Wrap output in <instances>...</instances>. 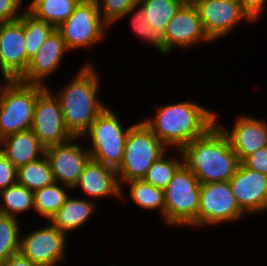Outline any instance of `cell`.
<instances>
[{
	"mask_svg": "<svg viewBox=\"0 0 267 266\" xmlns=\"http://www.w3.org/2000/svg\"><path fill=\"white\" fill-rule=\"evenodd\" d=\"M267 0H239L243 10L255 21L265 6Z\"/></svg>",
	"mask_w": 267,
	"mask_h": 266,
	"instance_id": "obj_36",
	"label": "cell"
},
{
	"mask_svg": "<svg viewBox=\"0 0 267 266\" xmlns=\"http://www.w3.org/2000/svg\"><path fill=\"white\" fill-rule=\"evenodd\" d=\"M58 184V182H54L34 192V209L46 217L48 221L51 220L68 198L65 190L59 187Z\"/></svg>",
	"mask_w": 267,
	"mask_h": 266,
	"instance_id": "obj_28",
	"label": "cell"
},
{
	"mask_svg": "<svg viewBox=\"0 0 267 266\" xmlns=\"http://www.w3.org/2000/svg\"><path fill=\"white\" fill-rule=\"evenodd\" d=\"M55 182L46 156L17 168V183L35 192Z\"/></svg>",
	"mask_w": 267,
	"mask_h": 266,
	"instance_id": "obj_23",
	"label": "cell"
},
{
	"mask_svg": "<svg viewBox=\"0 0 267 266\" xmlns=\"http://www.w3.org/2000/svg\"><path fill=\"white\" fill-rule=\"evenodd\" d=\"M222 1L239 2V0H222Z\"/></svg>",
	"mask_w": 267,
	"mask_h": 266,
	"instance_id": "obj_38",
	"label": "cell"
},
{
	"mask_svg": "<svg viewBox=\"0 0 267 266\" xmlns=\"http://www.w3.org/2000/svg\"><path fill=\"white\" fill-rule=\"evenodd\" d=\"M137 7L138 5H135L125 13L126 16L133 11H136L131 18L134 31L138 34V36L143 37L145 40H148L151 44H153L154 47H156L162 54H166L167 47L164 32L150 27L144 18L142 8L140 7L138 10H135Z\"/></svg>",
	"mask_w": 267,
	"mask_h": 266,
	"instance_id": "obj_31",
	"label": "cell"
},
{
	"mask_svg": "<svg viewBox=\"0 0 267 266\" xmlns=\"http://www.w3.org/2000/svg\"><path fill=\"white\" fill-rule=\"evenodd\" d=\"M167 53L173 47H189L198 40L212 41L206 34L193 2H184L164 31Z\"/></svg>",
	"mask_w": 267,
	"mask_h": 266,
	"instance_id": "obj_16",
	"label": "cell"
},
{
	"mask_svg": "<svg viewBox=\"0 0 267 266\" xmlns=\"http://www.w3.org/2000/svg\"><path fill=\"white\" fill-rule=\"evenodd\" d=\"M19 20L24 24L26 56L30 60L55 27L34 18L27 11L22 13Z\"/></svg>",
	"mask_w": 267,
	"mask_h": 266,
	"instance_id": "obj_26",
	"label": "cell"
},
{
	"mask_svg": "<svg viewBox=\"0 0 267 266\" xmlns=\"http://www.w3.org/2000/svg\"><path fill=\"white\" fill-rule=\"evenodd\" d=\"M104 26L108 24L101 17L96 0H81L74 12L56 29L67 48L72 50L98 42L104 35Z\"/></svg>",
	"mask_w": 267,
	"mask_h": 266,
	"instance_id": "obj_8",
	"label": "cell"
},
{
	"mask_svg": "<svg viewBox=\"0 0 267 266\" xmlns=\"http://www.w3.org/2000/svg\"><path fill=\"white\" fill-rule=\"evenodd\" d=\"M201 183L183 164L164 189L165 222L171 225H197Z\"/></svg>",
	"mask_w": 267,
	"mask_h": 266,
	"instance_id": "obj_6",
	"label": "cell"
},
{
	"mask_svg": "<svg viewBox=\"0 0 267 266\" xmlns=\"http://www.w3.org/2000/svg\"><path fill=\"white\" fill-rule=\"evenodd\" d=\"M165 148L143 121L133 124L125 140L117 175L126 183L143 179L150 166L165 153Z\"/></svg>",
	"mask_w": 267,
	"mask_h": 266,
	"instance_id": "obj_5",
	"label": "cell"
},
{
	"mask_svg": "<svg viewBox=\"0 0 267 266\" xmlns=\"http://www.w3.org/2000/svg\"><path fill=\"white\" fill-rule=\"evenodd\" d=\"M29 62L25 49L24 24L19 19L0 23V69L4 80L19 79Z\"/></svg>",
	"mask_w": 267,
	"mask_h": 266,
	"instance_id": "obj_13",
	"label": "cell"
},
{
	"mask_svg": "<svg viewBox=\"0 0 267 266\" xmlns=\"http://www.w3.org/2000/svg\"><path fill=\"white\" fill-rule=\"evenodd\" d=\"M23 0H0V23L18 20L22 14H17Z\"/></svg>",
	"mask_w": 267,
	"mask_h": 266,
	"instance_id": "obj_35",
	"label": "cell"
},
{
	"mask_svg": "<svg viewBox=\"0 0 267 266\" xmlns=\"http://www.w3.org/2000/svg\"><path fill=\"white\" fill-rule=\"evenodd\" d=\"M165 153L160 156L147 170L144 181L153 186L165 189L176 171L184 164V161L164 158Z\"/></svg>",
	"mask_w": 267,
	"mask_h": 266,
	"instance_id": "obj_30",
	"label": "cell"
},
{
	"mask_svg": "<svg viewBox=\"0 0 267 266\" xmlns=\"http://www.w3.org/2000/svg\"><path fill=\"white\" fill-rule=\"evenodd\" d=\"M0 266H38L34 264L29 258L24 256L21 252L13 254L6 262Z\"/></svg>",
	"mask_w": 267,
	"mask_h": 266,
	"instance_id": "obj_37",
	"label": "cell"
},
{
	"mask_svg": "<svg viewBox=\"0 0 267 266\" xmlns=\"http://www.w3.org/2000/svg\"><path fill=\"white\" fill-rule=\"evenodd\" d=\"M228 137L233 151L242 162L248 155L267 146V124L252 117L241 116L233 130H226L216 124Z\"/></svg>",
	"mask_w": 267,
	"mask_h": 266,
	"instance_id": "obj_18",
	"label": "cell"
},
{
	"mask_svg": "<svg viewBox=\"0 0 267 266\" xmlns=\"http://www.w3.org/2000/svg\"><path fill=\"white\" fill-rule=\"evenodd\" d=\"M130 184V197L132 200L144 209H159L164 218L165 198L164 190L153 186L141 180H133L128 182Z\"/></svg>",
	"mask_w": 267,
	"mask_h": 266,
	"instance_id": "obj_27",
	"label": "cell"
},
{
	"mask_svg": "<svg viewBox=\"0 0 267 266\" xmlns=\"http://www.w3.org/2000/svg\"><path fill=\"white\" fill-rule=\"evenodd\" d=\"M17 183V168L0 152V192Z\"/></svg>",
	"mask_w": 267,
	"mask_h": 266,
	"instance_id": "obj_33",
	"label": "cell"
},
{
	"mask_svg": "<svg viewBox=\"0 0 267 266\" xmlns=\"http://www.w3.org/2000/svg\"><path fill=\"white\" fill-rule=\"evenodd\" d=\"M99 76L89 63L59 93L64 123L73 137H83L91 123L106 108L97 99Z\"/></svg>",
	"mask_w": 267,
	"mask_h": 266,
	"instance_id": "obj_3",
	"label": "cell"
},
{
	"mask_svg": "<svg viewBox=\"0 0 267 266\" xmlns=\"http://www.w3.org/2000/svg\"><path fill=\"white\" fill-rule=\"evenodd\" d=\"M244 213L229 181L201 184L197 226L234 221Z\"/></svg>",
	"mask_w": 267,
	"mask_h": 266,
	"instance_id": "obj_10",
	"label": "cell"
},
{
	"mask_svg": "<svg viewBox=\"0 0 267 266\" xmlns=\"http://www.w3.org/2000/svg\"><path fill=\"white\" fill-rule=\"evenodd\" d=\"M139 1L140 0H103V4H101V0H96L101 17H103V20L107 24H111L125 17V13L133 6L138 5Z\"/></svg>",
	"mask_w": 267,
	"mask_h": 266,
	"instance_id": "obj_32",
	"label": "cell"
},
{
	"mask_svg": "<svg viewBox=\"0 0 267 266\" xmlns=\"http://www.w3.org/2000/svg\"><path fill=\"white\" fill-rule=\"evenodd\" d=\"M49 223L22 237L20 242V252L38 266H56L65 260L66 235Z\"/></svg>",
	"mask_w": 267,
	"mask_h": 266,
	"instance_id": "obj_11",
	"label": "cell"
},
{
	"mask_svg": "<svg viewBox=\"0 0 267 266\" xmlns=\"http://www.w3.org/2000/svg\"><path fill=\"white\" fill-rule=\"evenodd\" d=\"M204 30L211 40L225 36L242 19L253 20L239 2L193 0Z\"/></svg>",
	"mask_w": 267,
	"mask_h": 266,
	"instance_id": "obj_12",
	"label": "cell"
},
{
	"mask_svg": "<svg viewBox=\"0 0 267 266\" xmlns=\"http://www.w3.org/2000/svg\"><path fill=\"white\" fill-rule=\"evenodd\" d=\"M2 146L4 148H1ZM45 151L46 147L31 129L19 131L0 139V152L16 168L42 158L45 156Z\"/></svg>",
	"mask_w": 267,
	"mask_h": 266,
	"instance_id": "obj_20",
	"label": "cell"
},
{
	"mask_svg": "<svg viewBox=\"0 0 267 266\" xmlns=\"http://www.w3.org/2000/svg\"><path fill=\"white\" fill-rule=\"evenodd\" d=\"M49 92L45 87L38 94L31 126L33 133L46 148L77 139L65 126L59 99Z\"/></svg>",
	"mask_w": 267,
	"mask_h": 266,
	"instance_id": "obj_9",
	"label": "cell"
},
{
	"mask_svg": "<svg viewBox=\"0 0 267 266\" xmlns=\"http://www.w3.org/2000/svg\"><path fill=\"white\" fill-rule=\"evenodd\" d=\"M65 51H69L60 32L55 28L30 59L24 74L18 79L25 84L43 85L42 79L59 67Z\"/></svg>",
	"mask_w": 267,
	"mask_h": 266,
	"instance_id": "obj_17",
	"label": "cell"
},
{
	"mask_svg": "<svg viewBox=\"0 0 267 266\" xmlns=\"http://www.w3.org/2000/svg\"><path fill=\"white\" fill-rule=\"evenodd\" d=\"M3 203H0V214L16 217L34 207V192L25 186L15 183L0 192Z\"/></svg>",
	"mask_w": 267,
	"mask_h": 266,
	"instance_id": "obj_25",
	"label": "cell"
},
{
	"mask_svg": "<svg viewBox=\"0 0 267 266\" xmlns=\"http://www.w3.org/2000/svg\"><path fill=\"white\" fill-rule=\"evenodd\" d=\"M179 151L184 164L201 184L230 181L240 163L228 137L217 125Z\"/></svg>",
	"mask_w": 267,
	"mask_h": 266,
	"instance_id": "obj_2",
	"label": "cell"
},
{
	"mask_svg": "<svg viewBox=\"0 0 267 266\" xmlns=\"http://www.w3.org/2000/svg\"><path fill=\"white\" fill-rule=\"evenodd\" d=\"M216 114L193 102L159 108L154 119L144 124L166 146L182 150L188 143L205 136L217 123Z\"/></svg>",
	"mask_w": 267,
	"mask_h": 266,
	"instance_id": "obj_1",
	"label": "cell"
},
{
	"mask_svg": "<svg viewBox=\"0 0 267 266\" xmlns=\"http://www.w3.org/2000/svg\"><path fill=\"white\" fill-rule=\"evenodd\" d=\"M19 222L16 217L0 214V264L20 252Z\"/></svg>",
	"mask_w": 267,
	"mask_h": 266,
	"instance_id": "obj_29",
	"label": "cell"
},
{
	"mask_svg": "<svg viewBox=\"0 0 267 266\" xmlns=\"http://www.w3.org/2000/svg\"><path fill=\"white\" fill-rule=\"evenodd\" d=\"M117 177L115 169L90 158L75 187H82L85 193L96 198L111 195L123 197Z\"/></svg>",
	"mask_w": 267,
	"mask_h": 266,
	"instance_id": "obj_19",
	"label": "cell"
},
{
	"mask_svg": "<svg viewBox=\"0 0 267 266\" xmlns=\"http://www.w3.org/2000/svg\"><path fill=\"white\" fill-rule=\"evenodd\" d=\"M86 150L68 141L46 148L45 156L49 161L55 182L75 188L84 166L91 158L89 150Z\"/></svg>",
	"mask_w": 267,
	"mask_h": 266,
	"instance_id": "obj_14",
	"label": "cell"
},
{
	"mask_svg": "<svg viewBox=\"0 0 267 266\" xmlns=\"http://www.w3.org/2000/svg\"><path fill=\"white\" fill-rule=\"evenodd\" d=\"M132 126L123 128L116 114L106 107L84 134V137H91V158L117 170L122 163L125 140Z\"/></svg>",
	"mask_w": 267,
	"mask_h": 266,
	"instance_id": "obj_7",
	"label": "cell"
},
{
	"mask_svg": "<svg viewBox=\"0 0 267 266\" xmlns=\"http://www.w3.org/2000/svg\"><path fill=\"white\" fill-rule=\"evenodd\" d=\"M185 2H192L193 0H184Z\"/></svg>",
	"mask_w": 267,
	"mask_h": 266,
	"instance_id": "obj_39",
	"label": "cell"
},
{
	"mask_svg": "<svg viewBox=\"0 0 267 266\" xmlns=\"http://www.w3.org/2000/svg\"><path fill=\"white\" fill-rule=\"evenodd\" d=\"M239 207L246 213L267 211V176L242 162L229 181Z\"/></svg>",
	"mask_w": 267,
	"mask_h": 266,
	"instance_id": "obj_15",
	"label": "cell"
},
{
	"mask_svg": "<svg viewBox=\"0 0 267 266\" xmlns=\"http://www.w3.org/2000/svg\"><path fill=\"white\" fill-rule=\"evenodd\" d=\"M184 2V0H140L138 6L142 8L148 25L164 32Z\"/></svg>",
	"mask_w": 267,
	"mask_h": 266,
	"instance_id": "obj_24",
	"label": "cell"
},
{
	"mask_svg": "<svg viewBox=\"0 0 267 266\" xmlns=\"http://www.w3.org/2000/svg\"><path fill=\"white\" fill-rule=\"evenodd\" d=\"M81 0H32L26 10L34 18L57 28L74 12Z\"/></svg>",
	"mask_w": 267,
	"mask_h": 266,
	"instance_id": "obj_22",
	"label": "cell"
},
{
	"mask_svg": "<svg viewBox=\"0 0 267 266\" xmlns=\"http://www.w3.org/2000/svg\"><path fill=\"white\" fill-rule=\"evenodd\" d=\"M0 87V139L31 129L38 94L45 86L5 80Z\"/></svg>",
	"mask_w": 267,
	"mask_h": 266,
	"instance_id": "obj_4",
	"label": "cell"
},
{
	"mask_svg": "<svg viewBox=\"0 0 267 266\" xmlns=\"http://www.w3.org/2000/svg\"><path fill=\"white\" fill-rule=\"evenodd\" d=\"M94 203L79 198H68L56 214L51 218V222L61 232L67 234L75 230L91 217L94 212Z\"/></svg>",
	"mask_w": 267,
	"mask_h": 266,
	"instance_id": "obj_21",
	"label": "cell"
},
{
	"mask_svg": "<svg viewBox=\"0 0 267 266\" xmlns=\"http://www.w3.org/2000/svg\"><path fill=\"white\" fill-rule=\"evenodd\" d=\"M242 163L249 169L258 171L267 176V146L248 155Z\"/></svg>",
	"mask_w": 267,
	"mask_h": 266,
	"instance_id": "obj_34",
	"label": "cell"
}]
</instances>
